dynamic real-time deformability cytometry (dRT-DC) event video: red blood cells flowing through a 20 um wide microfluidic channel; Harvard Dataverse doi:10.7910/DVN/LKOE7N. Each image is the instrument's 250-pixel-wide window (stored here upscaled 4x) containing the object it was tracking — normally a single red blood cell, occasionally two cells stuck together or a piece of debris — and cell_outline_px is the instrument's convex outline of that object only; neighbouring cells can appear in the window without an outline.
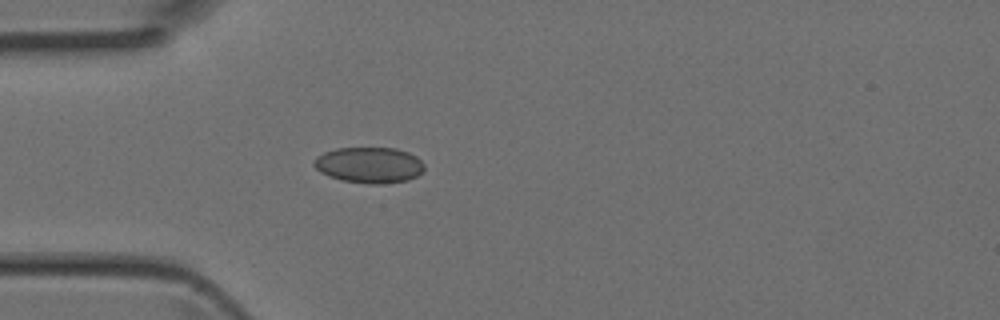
{"species": "Egyptian fruit bat (a non-hibernating species)", "species_latin": "Rousettus aegyptiacus", "temperature_condition": "room temperature", "stored_images_in_passage": 2, "camera_frame_rate_fps": 3000, "um_per_image_px": 0.085, "animal": {"sex": "female"}, "frame": {"image": 1, "passage_image": 2, "time_ms": 0.333, "image_size_px": [1000, 320], "cell_outline_px": [[424, 168], [416, 176], [408, 180], [380, 184], [368, 184], [340, 180], [328, 176], [320, 172], [312, 164], [312, 160], [316, 156], [324, 152], [336, 148], [396, 148], [408, 152], [416, 156], [424, 164]], "centroid_in_image_um": [31.34, 14.03], "position_along_channel_um": 53.7, "area_um2": 23.24}}